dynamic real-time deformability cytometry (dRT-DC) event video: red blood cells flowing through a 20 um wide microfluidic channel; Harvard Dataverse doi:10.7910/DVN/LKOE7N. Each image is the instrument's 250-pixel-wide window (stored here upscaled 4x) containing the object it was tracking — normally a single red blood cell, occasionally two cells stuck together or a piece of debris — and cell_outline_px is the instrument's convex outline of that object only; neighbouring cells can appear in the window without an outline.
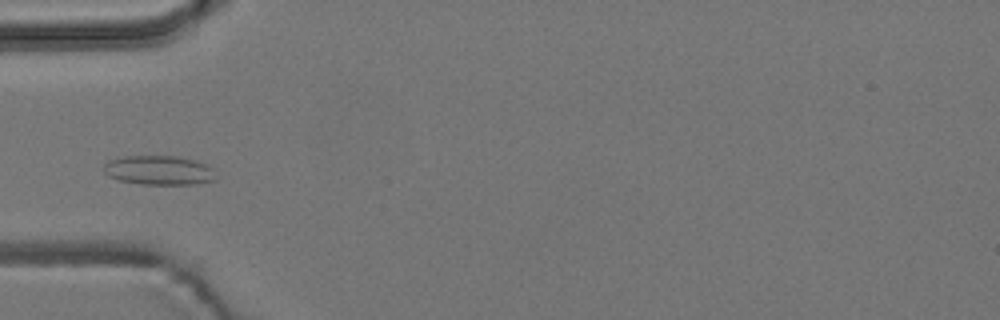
{"species": "common noctule bat (a hibernating species)", "species_latin": "Nyctalus noctula", "temperature_condition": "room temperature", "stored_images_in_passage": 3, "camera_frame_rate_fps": 3000, "um_per_image_px": 0.085, "animal": {"sex": "male", "body_mass_g": 19.2, "forearm_length_mm": 51.8}, "frame": {"image": 1, "passage_image": 2, "time_ms": 1.333, "image_size_px": [1000, 320], "cell_outline_px": [[212, 180], [196, 184], [140, 184], [120, 180], [108, 176], [104, 172], [104, 164], [108, 160], [124, 156], [176, 156], [196, 160], [208, 164], [212, 168]], "centroid_in_image_um": [13.47, 14.46], "position_along_channel_um": 71.5, "area_um2": 19.02}}